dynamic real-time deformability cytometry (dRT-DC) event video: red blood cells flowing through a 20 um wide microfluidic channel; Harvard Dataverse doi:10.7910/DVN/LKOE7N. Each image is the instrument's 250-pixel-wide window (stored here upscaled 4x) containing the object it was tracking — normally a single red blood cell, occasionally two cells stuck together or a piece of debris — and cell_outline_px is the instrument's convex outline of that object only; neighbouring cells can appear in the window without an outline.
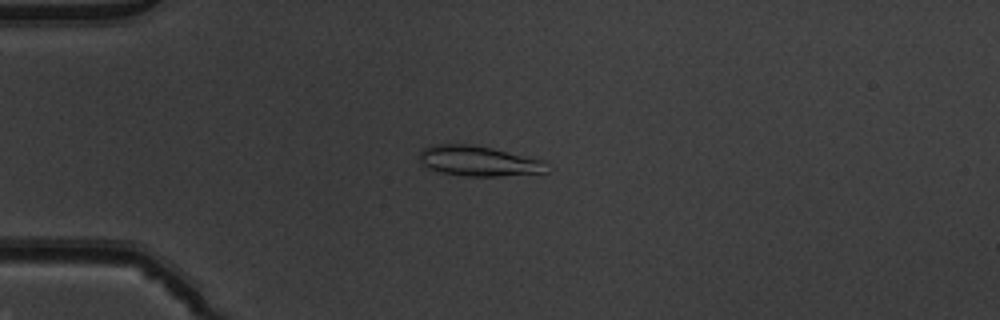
{"species": "common noctule bat (a hibernating species)", "species_latin": "Nyctalus noctula", "temperature_condition": "warm", "stored_images_in_passage": 52, "camera_frame_rate_fps": 3000, "um_per_image_px": 0.085, "animal": {"sex": "male", "body_mass_g": 19.5, "forearm_length_mm": 54.6}, "frame": {"image": 1, "passage_image": 14, "time_ms": 4.333, "image_size_px": [1000, 320], "cell_outline_px": [[548, 172], [500, 176], [468, 176], [440, 172], [428, 168], [420, 164], [420, 152], [424, 148], [432, 144], [468, 144], [492, 148], [544, 160]], "centroid_in_image_um": [40.66, 13.68], "position_along_channel_um": 44.3, "area_um2": 22.37}}
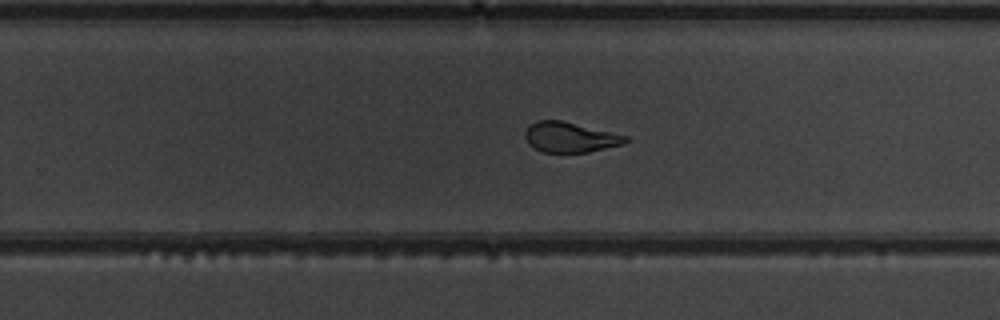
{"frame": {"image": 2, "passage_image": 34, "time_ms": 11.0, "image_size_px": [1000, 320], "cell_outline_px": [[628, 140], [624, 144], [588, 152], [540, 152], [528, 144], [524, 136], [524, 132], [528, 124], [536, 120], [560, 120], [628, 136]], "centroid_in_image_um": [48.4, 11.66], "position_along_channel_um": 281.4, "area_um2": 17.74}}
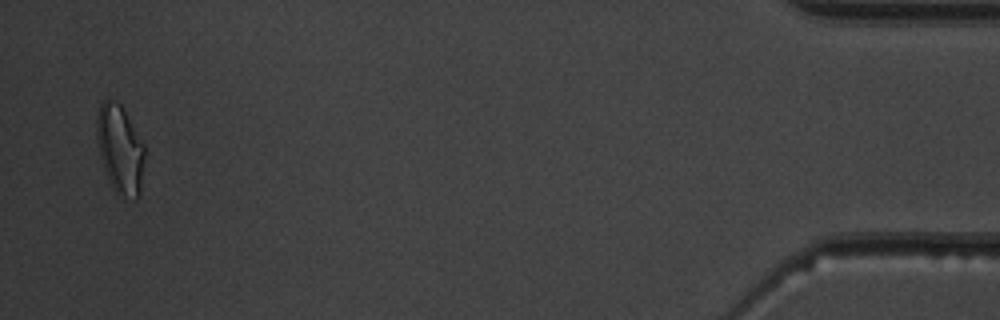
{"frame": {"image": 3, "passage_image": 51, "time_ms": 16.667, "image_size_px": [1000, 320], "cell_outline_px": [[144, 160], [140, 196], [136, 200], [124, 200], [112, 188], [108, 180], [100, 156], [96, 136], [96, 116], [100, 104], [104, 100], [116, 100], [124, 108], [144, 144]], "centroid_in_image_um": [10.21, 12.72], "position_along_channel_um": 425.0, "area_um2": 25.26}, "authors_computed_cell_mechanics": {"area_um2": 19.6809, "velocity_mm_per_s": 3.9361, "shape_relaxation_time_tau1_ms": 5.1107, "shape_relaxation_time_tau2_ms": 0.9241, "deformation_change_tau1": 0.1649, "deformation_change_tau2": 0.0726}}